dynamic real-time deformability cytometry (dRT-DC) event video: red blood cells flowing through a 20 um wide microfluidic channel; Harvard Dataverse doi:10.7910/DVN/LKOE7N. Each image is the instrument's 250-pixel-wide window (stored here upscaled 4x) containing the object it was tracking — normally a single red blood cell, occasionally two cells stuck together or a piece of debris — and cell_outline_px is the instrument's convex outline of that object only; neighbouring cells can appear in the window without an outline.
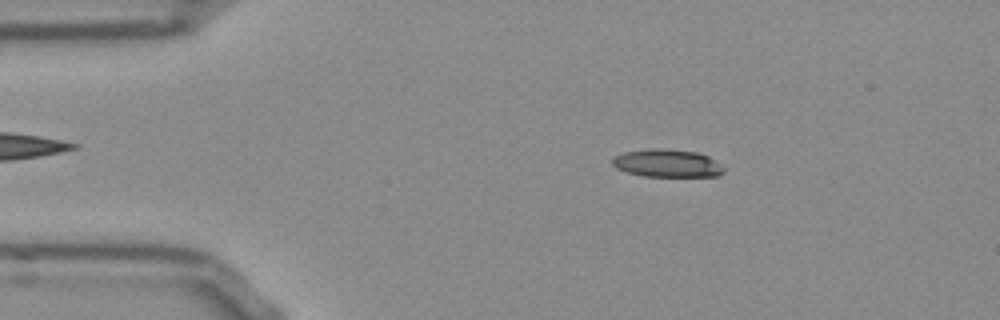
{"species": "Egyptian fruit bat (a non-hibernating species)", "species_latin": "Rousettus aegyptiacus", "temperature_condition": "room temperature", "stored_images_in_passage": 51, "camera_frame_rate_fps": 3000, "um_per_image_px": 0.085, "frame": {"image": 1, "passage_image": 8, "time_ms": 2.333, "image_size_px": [1000, 320], "cell_outline_px": [[724, 172], [720, 176], [644, 176], [628, 172], [616, 168], [612, 164], [612, 156], [624, 152], [652, 148], [656, 148], [696, 152], [708, 156], [724, 168]], "centroid_in_image_um": [56.68, 13.88], "position_along_channel_um": 28.3, "area_um2": 17.92}}
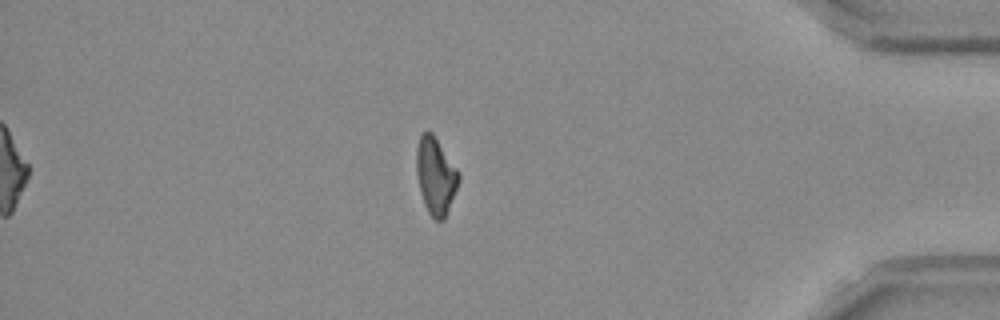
{"frame": {"image": 2, "passage_image": 44, "time_ms": 14.333, "image_size_px": [1000, 320], "cell_outline_px": [[460, 180], [444, 220], [436, 220], [428, 212], [424, 204], [420, 192], [416, 172], [416, 148], [420, 136], [424, 132], [432, 132], [456, 168], [460, 176]], "centroid_in_image_um": [37.01, 14.96], "position_along_channel_um": 398.2, "area_um2": 18.73}}
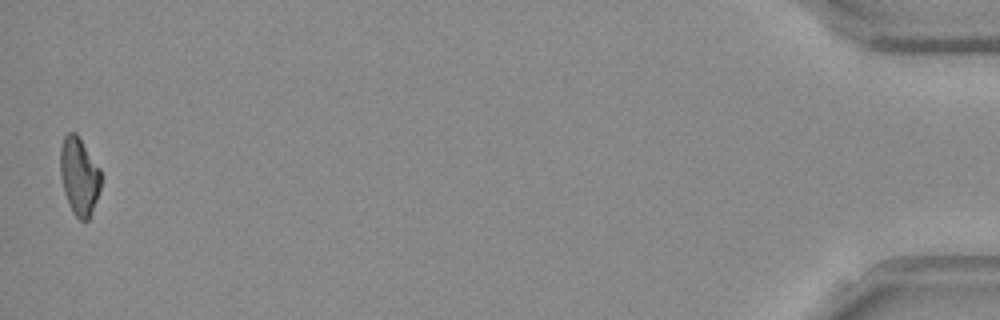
{"frame": {"image": 3, "passage_image": 51, "time_ms": 16.667, "image_size_px": [1000, 320], "cell_outline_px": [[100, 188], [92, 212], [88, 220], [80, 220], [72, 212], [64, 192], [60, 176], [60, 148], [64, 136], [68, 132], [76, 132], [100, 168]], "centroid_in_image_um": [6.71, 14.96], "position_along_channel_um": 428.5, "area_um2": 18.38}}